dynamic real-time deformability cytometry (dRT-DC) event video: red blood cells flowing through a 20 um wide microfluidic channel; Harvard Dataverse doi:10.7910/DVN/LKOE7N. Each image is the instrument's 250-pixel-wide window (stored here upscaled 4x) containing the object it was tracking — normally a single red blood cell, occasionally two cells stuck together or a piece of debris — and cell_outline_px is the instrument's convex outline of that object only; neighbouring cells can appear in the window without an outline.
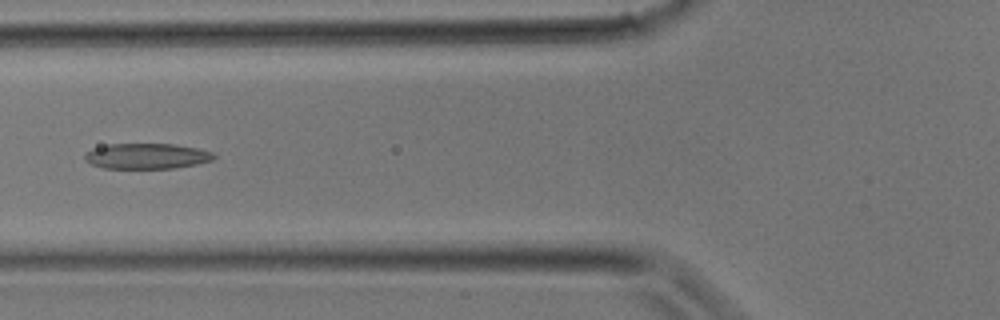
{"species": "common noctule bat (a hibernating species)", "species_latin": "Nyctalus noctula", "temperature_condition": "room temperature", "stored_images_in_passage": 28, "camera_frame_rate_fps": 3000, "um_per_image_px": 0.085, "animal": {"sex": "male", "body_mass_g": 17.9}, "frame": {"image": 1, "passage_image": 9, "time_ms": 2.667, "image_size_px": [1000, 320], "cell_outline_px": [[216, 156], [212, 160], [196, 164], [176, 168], [104, 168], [92, 164], [84, 160], [84, 156], [92, 148], [108, 144], [176, 144], [196, 148], [212, 152]], "centroid_in_image_um": [12.47, 13.26], "position_along_channel_um": 113.3, "area_um2": 19.13}}
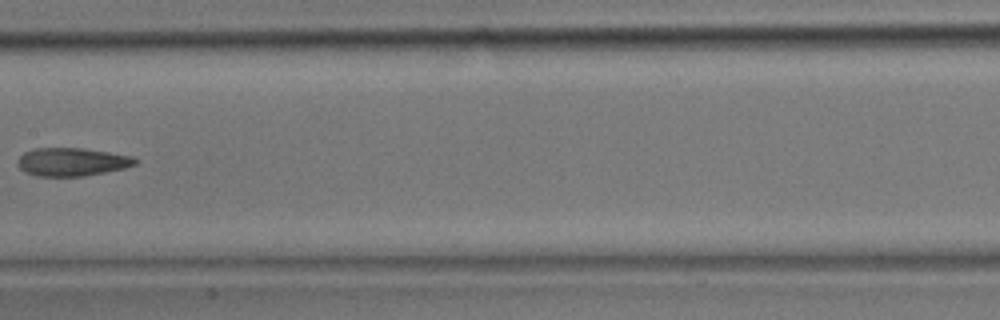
{"frame": {"image": 2, "passage_image": 13, "time_ms": 4.0, "image_size_px": [1000, 320], "cell_outline_px": [[140, 160], [136, 164], [124, 168], [84, 176], [36, 176], [20, 168], [16, 164], [16, 160], [24, 152], [36, 148], [84, 148], [132, 156]], "centroid_in_image_um": [6.12, 13.75], "position_along_channel_um": 201.3, "area_um2": 19.31}}
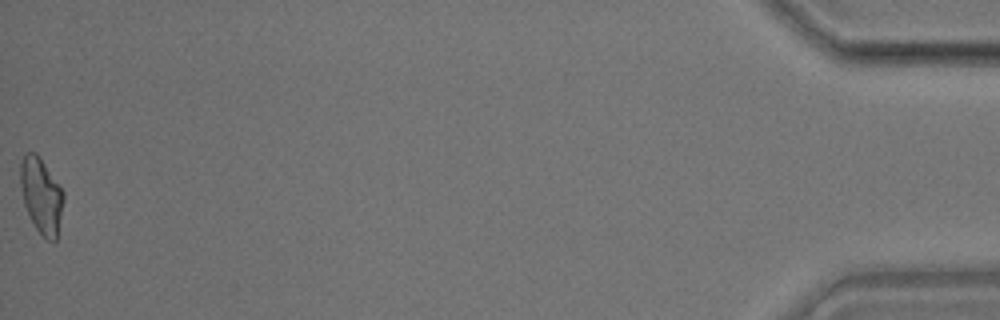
{"frame": {"image": 3, "passage_image": 28, "time_ms": 9.0, "image_size_px": [1000, 320], "cell_outline_px": [[64, 200], [56, 240], [48, 240], [36, 228], [24, 204], [20, 184], [20, 160], [28, 152], [36, 152], [64, 192]], "centroid_in_image_um": [3.5, 16.59], "position_along_channel_um": 431.7, "area_um2": 18.61}}